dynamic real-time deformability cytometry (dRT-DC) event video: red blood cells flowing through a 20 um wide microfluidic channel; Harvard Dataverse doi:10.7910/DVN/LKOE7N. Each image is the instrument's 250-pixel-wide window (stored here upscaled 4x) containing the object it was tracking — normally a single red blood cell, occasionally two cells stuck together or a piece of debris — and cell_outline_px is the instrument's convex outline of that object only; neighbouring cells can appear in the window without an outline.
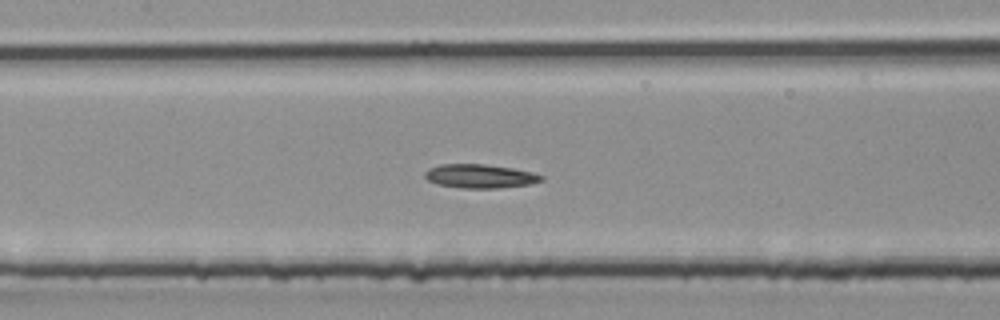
{"species": "common noctule bat (a hibernating species)", "species_latin": "Nyctalus noctula", "temperature_condition": "room temperature", "stored_images_in_passage": 34, "segment_of_instrument_passage": [2, 2], "camera_frame_rate_fps": 3000, "um_per_image_px": 0.085, "animal": {"sex": "male", "body_mass_g": 20.4}, "frame": {"image": 1, "passage_image": 16, "time_ms": 5.0, "image_size_px": [1000, 320], "cell_outline_px": [[544, 180], [528, 184], [500, 188], [460, 188], [436, 184], [428, 180], [424, 176], [424, 172], [428, 168], [440, 164], [484, 164], [512, 168], [532, 172], [544, 176]], "centroid_in_image_um": [40.77, 14.97], "position_along_channel_um": 166.6, "area_um2": 16.24}}
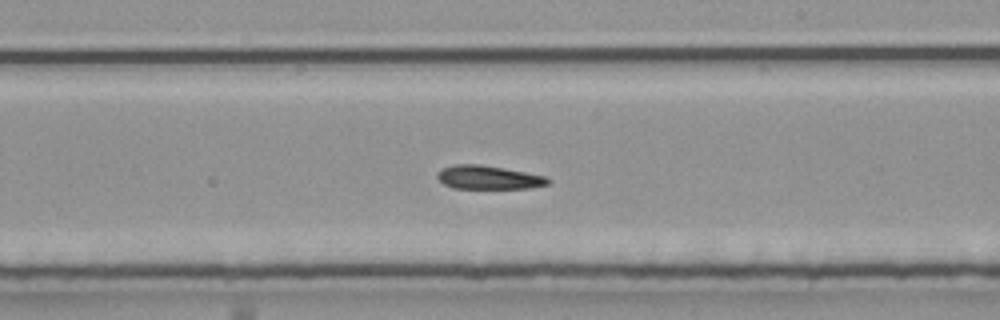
{"frame": {"image": 2, "passage_image": 20, "time_ms": 6.333, "image_size_px": [1000, 320], "cell_outline_px": [[552, 180], [548, 184], [532, 188], [452, 188], [444, 184], [436, 176], [444, 168], [456, 164], [480, 164], [504, 168], [544, 176]], "centroid_in_image_um": [41.55, 15.08], "position_along_channel_um": 247.5, "area_um2": 15.03}}
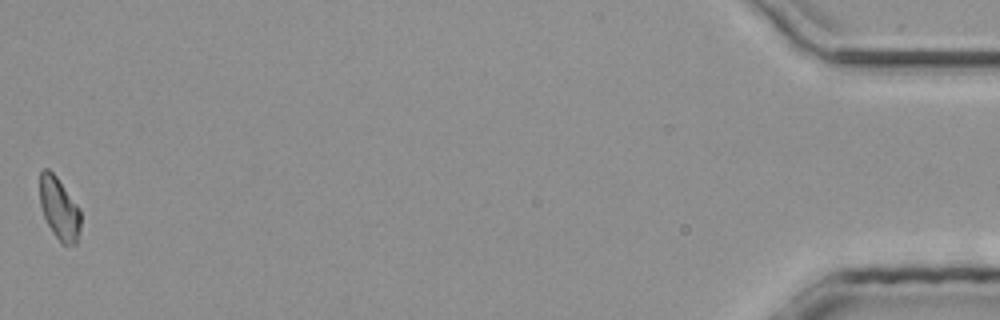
{"frame": {"image": 3, "passage_image": 34, "time_ms": 11.0, "image_size_px": [1000, 320], "cell_outline_px": [[80, 232], [76, 244], [60, 244], [52, 232], [44, 216], [40, 204], [40, 172], [44, 168], [48, 168], [56, 176], [80, 208]], "centroid_in_image_um": [5.04, 17.75], "position_along_channel_um": 430.2, "area_um2": 14.85}}